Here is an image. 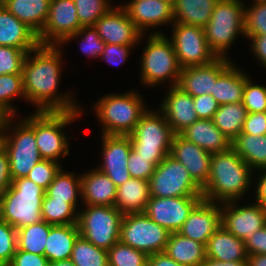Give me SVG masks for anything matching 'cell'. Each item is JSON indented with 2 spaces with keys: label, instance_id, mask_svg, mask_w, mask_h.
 Returning <instances> with one entry per match:
<instances>
[{
  "label": "cell",
  "instance_id": "45",
  "mask_svg": "<svg viewBox=\"0 0 266 266\" xmlns=\"http://www.w3.org/2000/svg\"><path fill=\"white\" fill-rule=\"evenodd\" d=\"M249 77L243 90V105L248 113L266 112V86L253 83Z\"/></svg>",
  "mask_w": 266,
  "mask_h": 266
},
{
  "label": "cell",
  "instance_id": "41",
  "mask_svg": "<svg viewBox=\"0 0 266 266\" xmlns=\"http://www.w3.org/2000/svg\"><path fill=\"white\" fill-rule=\"evenodd\" d=\"M109 266H147L148 255L120 241L108 251Z\"/></svg>",
  "mask_w": 266,
  "mask_h": 266
},
{
  "label": "cell",
  "instance_id": "59",
  "mask_svg": "<svg viewBox=\"0 0 266 266\" xmlns=\"http://www.w3.org/2000/svg\"><path fill=\"white\" fill-rule=\"evenodd\" d=\"M201 266H248V261H230V262H222L215 260L213 258L206 257Z\"/></svg>",
  "mask_w": 266,
  "mask_h": 266
},
{
  "label": "cell",
  "instance_id": "33",
  "mask_svg": "<svg viewBox=\"0 0 266 266\" xmlns=\"http://www.w3.org/2000/svg\"><path fill=\"white\" fill-rule=\"evenodd\" d=\"M231 148L253 171L266 170V134H240L231 142Z\"/></svg>",
  "mask_w": 266,
  "mask_h": 266
},
{
  "label": "cell",
  "instance_id": "16",
  "mask_svg": "<svg viewBox=\"0 0 266 266\" xmlns=\"http://www.w3.org/2000/svg\"><path fill=\"white\" fill-rule=\"evenodd\" d=\"M74 0H51L47 20L38 40L40 44L61 45L82 25L79 22Z\"/></svg>",
  "mask_w": 266,
  "mask_h": 266
},
{
  "label": "cell",
  "instance_id": "25",
  "mask_svg": "<svg viewBox=\"0 0 266 266\" xmlns=\"http://www.w3.org/2000/svg\"><path fill=\"white\" fill-rule=\"evenodd\" d=\"M81 175V199L83 205L114 206L117 187L97 168Z\"/></svg>",
  "mask_w": 266,
  "mask_h": 266
},
{
  "label": "cell",
  "instance_id": "9",
  "mask_svg": "<svg viewBox=\"0 0 266 266\" xmlns=\"http://www.w3.org/2000/svg\"><path fill=\"white\" fill-rule=\"evenodd\" d=\"M83 113L80 111H35L36 145L42 159L59 160L69 155V137L64 127L76 121Z\"/></svg>",
  "mask_w": 266,
  "mask_h": 266
},
{
  "label": "cell",
  "instance_id": "15",
  "mask_svg": "<svg viewBox=\"0 0 266 266\" xmlns=\"http://www.w3.org/2000/svg\"><path fill=\"white\" fill-rule=\"evenodd\" d=\"M202 196L152 197L146 204L144 213L170 233L180 230L192 209L202 200Z\"/></svg>",
  "mask_w": 266,
  "mask_h": 266
},
{
  "label": "cell",
  "instance_id": "61",
  "mask_svg": "<svg viewBox=\"0 0 266 266\" xmlns=\"http://www.w3.org/2000/svg\"><path fill=\"white\" fill-rule=\"evenodd\" d=\"M48 266H75V265L70 259H67V260L49 262Z\"/></svg>",
  "mask_w": 266,
  "mask_h": 266
},
{
  "label": "cell",
  "instance_id": "1",
  "mask_svg": "<svg viewBox=\"0 0 266 266\" xmlns=\"http://www.w3.org/2000/svg\"><path fill=\"white\" fill-rule=\"evenodd\" d=\"M62 47L39 44L28 52L24 60L23 90L26 101L36 106L37 112L80 111L83 108L73 99L72 92L57 93L63 71Z\"/></svg>",
  "mask_w": 266,
  "mask_h": 266
},
{
  "label": "cell",
  "instance_id": "7",
  "mask_svg": "<svg viewBox=\"0 0 266 266\" xmlns=\"http://www.w3.org/2000/svg\"><path fill=\"white\" fill-rule=\"evenodd\" d=\"M242 0H218L210 21L203 27L209 48L217 57L230 58L228 50L239 34L245 36Z\"/></svg>",
  "mask_w": 266,
  "mask_h": 266
},
{
  "label": "cell",
  "instance_id": "66",
  "mask_svg": "<svg viewBox=\"0 0 266 266\" xmlns=\"http://www.w3.org/2000/svg\"><path fill=\"white\" fill-rule=\"evenodd\" d=\"M254 2H262V1H266V0H253Z\"/></svg>",
  "mask_w": 266,
  "mask_h": 266
},
{
  "label": "cell",
  "instance_id": "8",
  "mask_svg": "<svg viewBox=\"0 0 266 266\" xmlns=\"http://www.w3.org/2000/svg\"><path fill=\"white\" fill-rule=\"evenodd\" d=\"M128 136L132 149L144 158H152L156 165L170 155L174 133L158 108H148Z\"/></svg>",
  "mask_w": 266,
  "mask_h": 266
},
{
  "label": "cell",
  "instance_id": "18",
  "mask_svg": "<svg viewBox=\"0 0 266 266\" xmlns=\"http://www.w3.org/2000/svg\"><path fill=\"white\" fill-rule=\"evenodd\" d=\"M101 138L102 163L96 168L107 175L116 187H119L131 178L127 168L132 149L130 137L102 135Z\"/></svg>",
  "mask_w": 266,
  "mask_h": 266
},
{
  "label": "cell",
  "instance_id": "10",
  "mask_svg": "<svg viewBox=\"0 0 266 266\" xmlns=\"http://www.w3.org/2000/svg\"><path fill=\"white\" fill-rule=\"evenodd\" d=\"M77 226L81 236L96 247L108 251L119 241L123 214L114 206L84 205Z\"/></svg>",
  "mask_w": 266,
  "mask_h": 266
},
{
  "label": "cell",
  "instance_id": "44",
  "mask_svg": "<svg viewBox=\"0 0 266 266\" xmlns=\"http://www.w3.org/2000/svg\"><path fill=\"white\" fill-rule=\"evenodd\" d=\"M244 8L245 37L266 35V1L253 2Z\"/></svg>",
  "mask_w": 266,
  "mask_h": 266
},
{
  "label": "cell",
  "instance_id": "50",
  "mask_svg": "<svg viewBox=\"0 0 266 266\" xmlns=\"http://www.w3.org/2000/svg\"><path fill=\"white\" fill-rule=\"evenodd\" d=\"M138 45H117V44H105L104 50L100 55V59L106 61L110 65H121L124 64L129 55L130 51L135 49Z\"/></svg>",
  "mask_w": 266,
  "mask_h": 266
},
{
  "label": "cell",
  "instance_id": "22",
  "mask_svg": "<svg viewBox=\"0 0 266 266\" xmlns=\"http://www.w3.org/2000/svg\"><path fill=\"white\" fill-rule=\"evenodd\" d=\"M165 98L158 108L166 118L174 134H180L199 118L197 117L193 97L180 87H169Z\"/></svg>",
  "mask_w": 266,
  "mask_h": 266
},
{
  "label": "cell",
  "instance_id": "39",
  "mask_svg": "<svg viewBox=\"0 0 266 266\" xmlns=\"http://www.w3.org/2000/svg\"><path fill=\"white\" fill-rule=\"evenodd\" d=\"M70 260L75 266H109L107 251L96 247L81 235L74 243Z\"/></svg>",
  "mask_w": 266,
  "mask_h": 266
},
{
  "label": "cell",
  "instance_id": "38",
  "mask_svg": "<svg viewBox=\"0 0 266 266\" xmlns=\"http://www.w3.org/2000/svg\"><path fill=\"white\" fill-rule=\"evenodd\" d=\"M41 211L43 221L50 225L77 224L79 210L66 200H54L46 192Z\"/></svg>",
  "mask_w": 266,
  "mask_h": 266
},
{
  "label": "cell",
  "instance_id": "65",
  "mask_svg": "<svg viewBox=\"0 0 266 266\" xmlns=\"http://www.w3.org/2000/svg\"><path fill=\"white\" fill-rule=\"evenodd\" d=\"M138 1H143V0H130L128 2H138Z\"/></svg>",
  "mask_w": 266,
  "mask_h": 266
},
{
  "label": "cell",
  "instance_id": "54",
  "mask_svg": "<svg viewBox=\"0 0 266 266\" xmlns=\"http://www.w3.org/2000/svg\"><path fill=\"white\" fill-rule=\"evenodd\" d=\"M248 255L266 254V225L245 241Z\"/></svg>",
  "mask_w": 266,
  "mask_h": 266
},
{
  "label": "cell",
  "instance_id": "20",
  "mask_svg": "<svg viewBox=\"0 0 266 266\" xmlns=\"http://www.w3.org/2000/svg\"><path fill=\"white\" fill-rule=\"evenodd\" d=\"M170 156L188 170L190 177L201 189L207 184L210 174L211 153L187 141L180 134H174Z\"/></svg>",
  "mask_w": 266,
  "mask_h": 266
},
{
  "label": "cell",
  "instance_id": "37",
  "mask_svg": "<svg viewBox=\"0 0 266 266\" xmlns=\"http://www.w3.org/2000/svg\"><path fill=\"white\" fill-rule=\"evenodd\" d=\"M46 221L28 225L17 230V249L45 256V245L50 228Z\"/></svg>",
  "mask_w": 266,
  "mask_h": 266
},
{
  "label": "cell",
  "instance_id": "11",
  "mask_svg": "<svg viewBox=\"0 0 266 266\" xmlns=\"http://www.w3.org/2000/svg\"><path fill=\"white\" fill-rule=\"evenodd\" d=\"M170 234L144 212L128 214L123 216L119 241L150 256L164 252Z\"/></svg>",
  "mask_w": 266,
  "mask_h": 266
},
{
  "label": "cell",
  "instance_id": "31",
  "mask_svg": "<svg viewBox=\"0 0 266 266\" xmlns=\"http://www.w3.org/2000/svg\"><path fill=\"white\" fill-rule=\"evenodd\" d=\"M79 235L77 224L53 225L46 240L45 257L49 262L70 259Z\"/></svg>",
  "mask_w": 266,
  "mask_h": 266
},
{
  "label": "cell",
  "instance_id": "19",
  "mask_svg": "<svg viewBox=\"0 0 266 266\" xmlns=\"http://www.w3.org/2000/svg\"><path fill=\"white\" fill-rule=\"evenodd\" d=\"M233 63L230 58L218 57L206 65L181 68L177 84L192 97L211 94L217 78Z\"/></svg>",
  "mask_w": 266,
  "mask_h": 266
},
{
  "label": "cell",
  "instance_id": "27",
  "mask_svg": "<svg viewBox=\"0 0 266 266\" xmlns=\"http://www.w3.org/2000/svg\"><path fill=\"white\" fill-rule=\"evenodd\" d=\"M206 257L222 262L247 260L248 253L244 240L229 233L222 225L209 238Z\"/></svg>",
  "mask_w": 266,
  "mask_h": 266
},
{
  "label": "cell",
  "instance_id": "35",
  "mask_svg": "<svg viewBox=\"0 0 266 266\" xmlns=\"http://www.w3.org/2000/svg\"><path fill=\"white\" fill-rule=\"evenodd\" d=\"M247 113L242 102L222 104L219 105L212 120L215 126L232 142L242 133Z\"/></svg>",
  "mask_w": 266,
  "mask_h": 266
},
{
  "label": "cell",
  "instance_id": "12",
  "mask_svg": "<svg viewBox=\"0 0 266 266\" xmlns=\"http://www.w3.org/2000/svg\"><path fill=\"white\" fill-rule=\"evenodd\" d=\"M149 188L152 197L202 196V189L190 177L188 170L170 155L156 166Z\"/></svg>",
  "mask_w": 266,
  "mask_h": 266
},
{
  "label": "cell",
  "instance_id": "40",
  "mask_svg": "<svg viewBox=\"0 0 266 266\" xmlns=\"http://www.w3.org/2000/svg\"><path fill=\"white\" fill-rule=\"evenodd\" d=\"M26 97L23 90L22 74H3L0 75V109H2L9 117H16L15 106L12 105L17 97ZM15 98V99H14Z\"/></svg>",
  "mask_w": 266,
  "mask_h": 266
},
{
  "label": "cell",
  "instance_id": "21",
  "mask_svg": "<svg viewBox=\"0 0 266 266\" xmlns=\"http://www.w3.org/2000/svg\"><path fill=\"white\" fill-rule=\"evenodd\" d=\"M220 226L221 203L202 199L189 213L178 233L206 245Z\"/></svg>",
  "mask_w": 266,
  "mask_h": 266
},
{
  "label": "cell",
  "instance_id": "55",
  "mask_svg": "<svg viewBox=\"0 0 266 266\" xmlns=\"http://www.w3.org/2000/svg\"><path fill=\"white\" fill-rule=\"evenodd\" d=\"M12 184L10 162L7 151L3 148L0 151V199Z\"/></svg>",
  "mask_w": 266,
  "mask_h": 266
},
{
  "label": "cell",
  "instance_id": "49",
  "mask_svg": "<svg viewBox=\"0 0 266 266\" xmlns=\"http://www.w3.org/2000/svg\"><path fill=\"white\" fill-rule=\"evenodd\" d=\"M156 166L157 165L152 161V158H144L131 149L127 164L131 178L149 181Z\"/></svg>",
  "mask_w": 266,
  "mask_h": 266
},
{
  "label": "cell",
  "instance_id": "52",
  "mask_svg": "<svg viewBox=\"0 0 266 266\" xmlns=\"http://www.w3.org/2000/svg\"><path fill=\"white\" fill-rule=\"evenodd\" d=\"M241 134H266V112L247 113Z\"/></svg>",
  "mask_w": 266,
  "mask_h": 266
},
{
  "label": "cell",
  "instance_id": "34",
  "mask_svg": "<svg viewBox=\"0 0 266 266\" xmlns=\"http://www.w3.org/2000/svg\"><path fill=\"white\" fill-rule=\"evenodd\" d=\"M218 0H176L174 22L204 27L211 18Z\"/></svg>",
  "mask_w": 266,
  "mask_h": 266
},
{
  "label": "cell",
  "instance_id": "60",
  "mask_svg": "<svg viewBox=\"0 0 266 266\" xmlns=\"http://www.w3.org/2000/svg\"><path fill=\"white\" fill-rule=\"evenodd\" d=\"M248 266H266V254L248 255Z\"/></svg>",
  "mask_w": 266,
  "mask_h": 266
},
{
  "label": "cell",
  "instance_id": "5",
  "mask_svg": "<svg viewBox=\"0 0 266 266\" xmlns=\"http://www.w3.org/2000/svg\"><path fill=\"white\" fill-rule=\"evenodd\" d=\"M13 119H15L13 116L7 118L3 130L4 149L9 156L12 180L26 177L42 160L36 145L35 112L21 119V122L19 120L18 123H14Z\"/></svg>",
  "mask_w": 266,
  "mask_h": 266
},
{
  "label": "cell",
  "instance_id": "48",
  "mask_svg": "<svg viewBox=\"0 0 266 266\" xmlns=\"http://www.w3.org/2000/svg\"><path fill=\"white\" fill-rule=\"evenodd\" d=\"M61 168L62 165L58 162L42 159L31 169L26 178L46 191Z\"/></svg>",
  "mask_w": 266,
  "mask_h": 266
},
{
  "label": "cell",
  "instance_id": "56",
  "mask_svg": "<svg viewBox=\"0 0 266 266\" xmlns=\"http://www.w3.org/2000/svg\"><path fill=\"white\" fill-rule=\"evenodd\" d=\"M251 40V52L254 54L256 61L260 62L266 68V35H255L248 38Z\"/></svg>",
  "mask_w": 266,
  "mask_h": 266
},
{
  "label": "cell",
  "instance_id": "64",
  "mask_svg": "<svg viewBox=\"0 0 266 266\" xmlns=\"http://www.w3.org/2000/svg\"><path fill=\"white\" fill-rule=\"evenodd\" d=\"M162 1L167 2V3H169L172 6H174L175 3H176V0H162Z\"/></svg>",
  "mask_w": 266,
  "mask_h": 266
},
{
  "label": "cell",
  "instance_id": "3",
  "mask_svg": "<svg viewBox=\"0 0 266 266\" xmlns=\"http://www.w3.org/2000/svg\"><path fill=\"white\" fill-rule=\"evenodd\" d=\"M94 112L102 125V135L128 136L147 111V106L138 91L110 93L95 102Z\"/></svg>",
  "mask_w": 266,
  "mask_h": 266
},
{
  "label": "cell",
  "instance_id": "51",
  "mask_svg": "<svg viewBox=\"0 0 266 266\" xmlns=\"http://www.w3.org/2000/svg\"><path fill=\"white\" fill-rule=\"evenodd\" d=\"M193 102L199 119H212L219 108L218 102L211 94L193 97Z\"/></svg>",
  "mask_w": 266,
  "mask_h": 266
},
{
  "label": "cell",
  "instance_id": "53",
  "mask_svg": "<svg viewBox=\"0 0 266 266\" xmlns=\"http://www.w3.org/2000/svg\"><path fill=\"white\" fill-rule=\"evenodd\" d=\"M10 266H48L49 261L44 255L32 254L16 249Z\"/></svg>",
  "mask_w": 266,
  "mask_h": 266
},
{
  "label": "cell",
  "instance_id": "63",
  "mask_svg": "<svg viewBox=\"0 0 266 266\" xmlns=\"http://www.w3.org/2000/svg\"><path fill=\"white\" fill-rule=\"evenodd\" d=\"M4 148V131H0V151Z\"/></svg>",
  "mask_w": 266,
  "mask_h": 266
},
{
  "label": "cell",
  "instance_id": "30",
  "mask_svg": "<svg viewBox=\"0 0 266 266\" xmlns=\"http://www.w3.org/2000/svg\"><path fill=\"white\" fill-rule=\"evenodd\" d=\"M241 69L234 62L217 78L211 95L219 105L243 101V90L249 76Z\"/></svg>",
  "mask_w": 266,
  "mask_h": 266
},
{
  "label": "cell",
  "instance_id": "42",
  "mask_svg": "<svg viewBox=\"0 0 266 266\" xmlns=\"http://www.w3.org/2000/svg\"><path fill=\"white\" fill-rule=\"evenodd\" d=\"M76 13L82 26H93L114 5L109 0H74Z\"/></svg>",
  "mask_w": 266,
  "mask_h": 266
},
{
  "label": "cell",
  "instance_id": "24",
  "mask_svg": "<svg viewBox=\"0 0 266 266\" xmlns=\"http://www.w3.org/2000/svg\"><path fill=\"white\" fill-rule=\"evenodd\" d=\"M39 44L38 35L0 3V46L23 49L28 53Z\"/></svg>",
  "mask_w": 266,
  "mask_h": 266
},
{
  "label": "cell",
  "instance_id": "4",
  "mask_svg": "<svg viewBox=\"0 0 266 266\" xmlns=\"http://www.w3.org/2000/svg\"><path fill=\"white\" fill-rule=\"evenodd\" d=\"M44 195L45 190L26 177L12 180L0 199V219L16 230L41 222Z\"/></svg>",
  "mask_w": 266,
  "mask_h": 266
},
{
  "label": "cell",
  "instance_id": "28",
  "mask_svg": "<svg viewBox=\"0 0 266 266\" xmlns=\"http://www.w3.org/2000/svg\"><path fill=\"white\" fill-rule=\"evenodd\" d=\"M149 200V181L130 178L117 187L114 207L123 215L143 213Z\"/></svg>",
  "mask_w": 266,
  "mask_h": 266
},
{
  "label": "cell",
  "instance_id": "26",
  "mask_svg": "<svg viewBox=\"0 0 266 266\" xmlns=\"http://www.w3.org/2000/svg\"><path fill=\"white\" fill-rule=\"evenodd\" d=\"M180 135L211 154L231 148V141L215 126L212 119H198Z\"/></svg>",
  "mask_w": 266,
  "mask_h": 266
},
{
  "label": "cell",
  "instance_id": "23",
  "mask_svg": "<svg viewBox=\"0 0 266 266\" xmlns=\"http://www.w3.org/2000/svg\"><path fill=\"white\" fill-rule=\"evenodd\" d=\"M139 31L146 36L150 28L174 23L173 6L162 0H143L120 5ZM159 26V27H158ZM148 29V30H147Z\"/></svg>",
  "mask_w": 266,
  "mask_h": 266
},
{
  "label": "cell",
  "instance_id": "17",
  "mask_svg": "<svg viewBox=\"0 0 266 266\" xmlns=\"http://www.w3.org/2000/svg\"><path fill=\"white\" fill-rule=\"evenodd\" d=\"M93 27L105 44L137 45L144 37L120 5H114Z\"/></svg>",
  "mask_w": 266,
  "mask_h": 266
},
{
  "label": "cell",
  "instance_id": "32",
  "mask_svg": "<svg viewBox=\"0 0 266 266\" xmlns=\"http://www.w3.org/2000/svg\"><path fill=\"white\" fill-rule=\"evenodd\" d=\"M164 253L183 266H201L206 259L204 244L178 232L170 234Z\"/></svg>",
  "mask_w": 266,
  "mask_h": 266
},
{
  "label": "cell",
  "instance_id": "6",
  "mask_svg": "<svg viewBox=\"0 0 266 266\" xmlns=\"http://www.w3.org/2000/svg\"><path fill=\"white\" fill-rule=\"evenodd\" d=\"M165 35L163 32L154 31L147 36V43L140 58V83L146 87H157L167 81L170 82L169 87H172L179 82L181 67L173 44L168 35Z\"/></svg>",
  "mask_w": 266,
  "mask_h": 266
},
{
  "label": "cell",
  "instance_id": "57",
  "mask_svg": "<svg viewBox=\"0 0 266 266\" xmlns=\"http://www.w3.org/2000/svg\"><path fill=\"white\" fill-rule=\"evenodd\" d=\"M259 179L255 185V202L262 204L266 208V170L259 171Z\"/></svg>",
  "mask_w": 266,
  "mask_h": 266
},
{
  "label": "cell",
  "instance_id": "36",
  "mask_svg": "<svg viewBox=\"0 0 266 266\" xmlns=\"http://www.w3.org/2000/svg\"><path fill=\"white\" fill-rule=\"evenodd\" d=\"M45 192L54 200H66L77 209L78 197L82 196L81 175L77 176L76 172H64L61 168Z\"/></svg>",
  "mask_w": 266,
  "mask_h": 266
},
{
  "label": "cell",
  "instance_id": "46",
  "mask_svg": "<svg viewBox=\"0 0 266 266\" xmlns=\"http://www.w3.org/2000/svg\"><path fill=\"white\" fill-rule=\"evenodd\" d=\"M27 54L23 49L0 46V75L22 74L23 63Z\"/></svg>",
  "mask_w": 266,
  "mask_h": 266
},
{
  "label": "cell",
  "instance_id": "13",
  "mask_svg": "<svg viewBox=\"0 0 266 266\" xmlns=\"http://www.w3.org/2000/svg\"><path fill=\"white\" fill-rule=\"evenodd\" d=\"M172 25L170 40L181 68L206 65L218 58L209 48L202 27L177 22Z\"/></svg>",
  "mask_w": 266,
  "mask_h": 266
},
{
  "label": "cell",
  "instance_id": "47",
  "mask_svg": "<svg viewBox=\"0 0 266 266\" xmlns=\"http://www.w3.org/2000/svg\"><path fill=\"white\" fill-rule=\"evenodd\" d=\"M17 249V230L0 219V266L9 265Z\"/></svg>",
  "mask_w": 266,
  "mask_h": 266
},
{
  "label": "cell",
  "instance_id": "43",
  "mask_svg": "<svg viewBox=\"0 0 266 266\" xmlns=\"http://www.w3.org/2000/svg\"><path fill=\"white\" fill-rule=\"evenodd\" d=\"M78 37L82 38L79 40L81 51L89 57L98 59L104 50L105 43L93 26H82L75 34L70 35L61 46L65 43L69 44L71 40Z\"/></svg>",
  "mask_w": 266,
  "mask_h": 266
},
{
  "label": "cell",
  "instance_id": "58",
  "mask_svg": "<svg viewBox=\"0 0 266 266\" xmlns=\"http://www.w3.org/2000/svg\"><path fill=\"white\" fill-rule=\"evenodd\" d=\"M147 266H183L175 262L166 253L160 252L150 255L147 259Z\"/></svg>",
  "mask_w": 266,
  "mask_h": 266
},
{
  "label": "cell",
  "instance_id": "2",
  "mask_svg": "<svg viewBox=\"0 0 266 266\" xmlns=\"http://www.w3.org/2000/svg\"><path fill=\"white\" fill-rule=\"evenodd\" d=\"M253 172L232 148L212 154L209 180L202 188V198L215 203L242 200L255 184Z\"/></svg>",
  "mask_w": 266,
  "mask_h": 266
},
{
  "label": "cell",
  "instance_id": "29",
  "mask_svg": "<svg viewBox=\"0 0 266 266\" xmlns=\"http://www.w3.org/2000/svg\"><path fill=\"white\" fill-rule=\"evenodd\" d=\"M1 4L39 35L47 20L51 0H4Z\"/></svg>",
  "mask_w": 266,
  "mask_h": 266
},
{
  "label": "cell",
  "instance_id": "14",
  "mask_svg": "<svg viewBox=\"0 0 266 266\" xmlns=\"http://www.w3.org/2000/svg\"><path fill=\"white\" fill-rule=\"evenodd\" d=\"M240 201L221 203V225L239 239L246 240L266 225V208L257 202Z\"/></svg>",
  "mask_w": 266,
  "mask_h": 266
},
{
  "label": "cell",
  "instance_id": "62",
  "mask_svg": "<svg viewBox=\"0 0 266 266\" xmlns=\"http://www.w3.org/2000/svg\"><path fill=\"white\" fill-rule=\"evenodd\" d=\"M8 117L9 116L2 109H0V131L4 130V126Z\"/></svg>",
  "mask_w": 266,
  "mask_h": 266
}]
</instances>
